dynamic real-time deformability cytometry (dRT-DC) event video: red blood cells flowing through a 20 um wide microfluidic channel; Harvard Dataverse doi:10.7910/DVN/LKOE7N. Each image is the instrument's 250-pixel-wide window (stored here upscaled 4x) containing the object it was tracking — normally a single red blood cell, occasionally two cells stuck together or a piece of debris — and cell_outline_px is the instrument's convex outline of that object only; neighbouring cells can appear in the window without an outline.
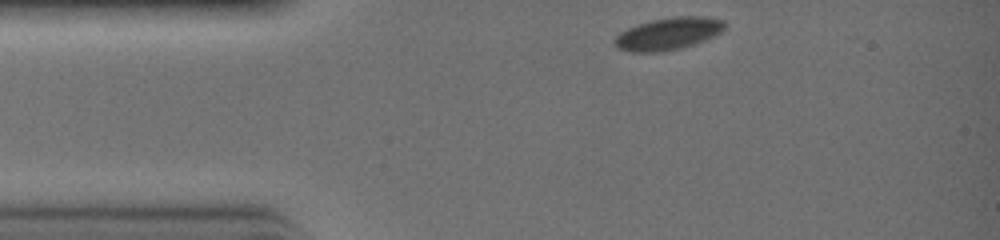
{"species": "common noctule bat (a hibernating species)", "species_latin": "Nyctalus noctula", "temperature_condition": "warm", "stored_images_in_passage": 24, "camera_frame_rate_fps": 3000, "um_per_image_px": 0.085, "animal": {"sex": "female", "body_mass_g": 19.0, "forearm_length_mm": 51.5}, "frame": {"image": 1, "passage_image": 1, "time_ms": 0.0, "image_size_px": [1000, 240], "cell_outline_px": [[724, 28], [720, 32], [704, 40], [680, 48], [660, 52], [628, 52], [612, 44], [612, 40], [620, 32], [636, 24], [652, 20], [672, 16], [704, 16], [724, 20]], "centroid_in_image_um": [56.75, 2.86], "position_along_channel_um": 28.3, "area_um2": 20.69}}
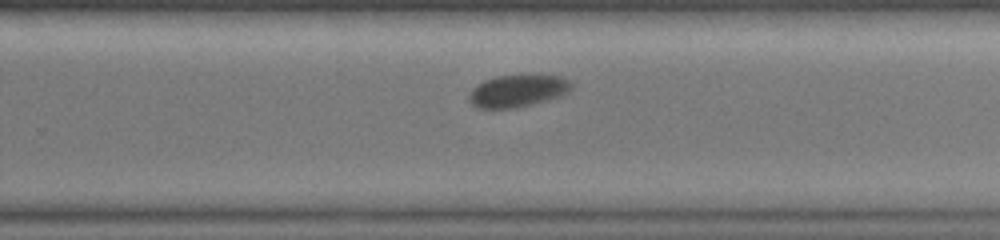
{"frame": {"image": 2, "passage_image": 16, "time_ms": 5.0, "image_size_px": [1000, 240], "cell_outline_px": [[572, 92], [564, 96], [532, 104], [512, 108], [476, 108], [468, 100], [468, 96], [472, 88], [476, 84], [484, 80], [496, 76], [540, 72], [560, 76], [572, 80]], "centroid_in_image_um": [44.09, 7.67], "position_along_channel_um": 285.7, "area_um2": 20.35}}
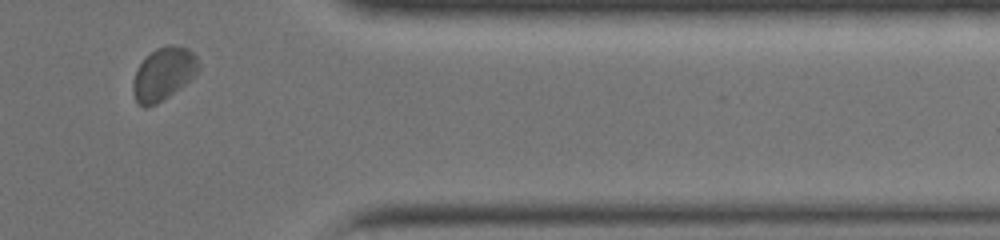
{"frame": {"image": 3, "passage_image": 22, "time_ms": 7.0, "image_size_px": [1000, 240], "cell_outline_px": [[200, 72], [180, 88], [156, 104], [148, 108], [144, 108], [136, 100], [132, 92], [132, 80], [140, 64], [156, 48], [168, 44], [172, 44], [188, 48], [196, 56], [200, 64]], "centroid_in_image_um": [13.92, 6.28], "position_along_channel_um": 397.5, "area_um2": 20.29}}